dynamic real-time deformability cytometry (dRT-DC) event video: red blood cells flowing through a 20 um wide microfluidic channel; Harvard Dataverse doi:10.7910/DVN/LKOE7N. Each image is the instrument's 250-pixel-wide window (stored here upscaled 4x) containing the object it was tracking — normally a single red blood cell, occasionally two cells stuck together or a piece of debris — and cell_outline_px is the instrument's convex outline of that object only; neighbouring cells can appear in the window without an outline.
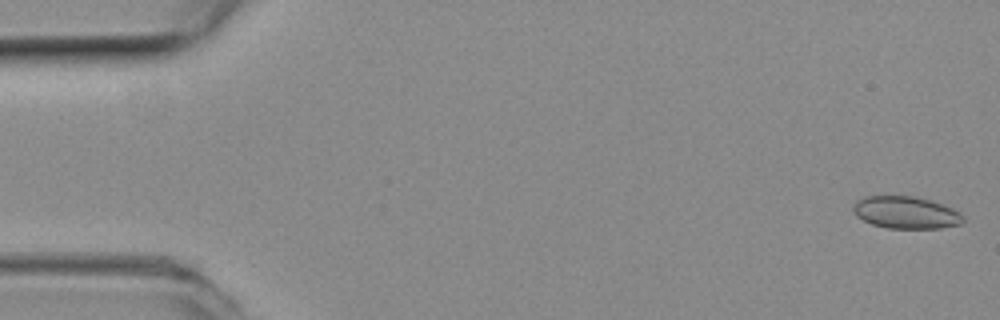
{"species": "common noctule bat (a hibernating species)", "species_latin": "Nyctalus noctula", "temperature_condition": "room temperature", "stored_images_in_passage": 25, "camera_frame_rate_fps": 3000, "um_per_image_px": 0.085, "animal": {"sex": "female", "body_mass_g": 19.3, "forearm_length_mm": 54.1}, "frame": {"image": 1, "passage_image": 1, "time_ms": 0.0, "image_size_px": [1000, 320], "cell_outline_px": [[964, 220], [960, 224], [940, 228], [888, 228], [872, 224], [856, 216], [852, 208], [856, 200], [864, 196], [912, 196], [928, 200], [952, 208], [960, 212], [964, 216]], "centroid_in_image_um": [76.98, 18.06], "position_along_channel_um": 8.0, "area_um2": 20.52}}
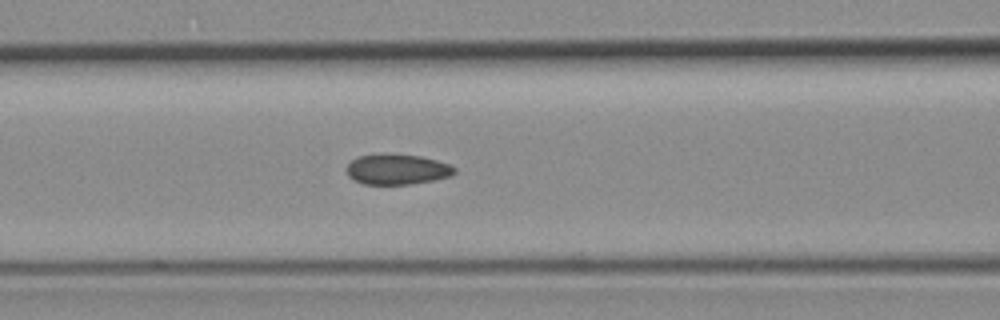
{"frame": {"image": 2, "passage_image": 21, "time_ms": 6.667, "image_size_px": [1000, 320], "cell_outline_px": [[456, 172], [452, 176], [436, 180], [408, 184], [364, 184], [348, 176], [344, 168], [356, 156], [384, 152], [420, 156], [436, 160], [448, 164], [456, 168]], "centroid_in_image_um": [33.73, 14.37], "position_along_channel_um": 132.9, "area_um2": 19.54}}
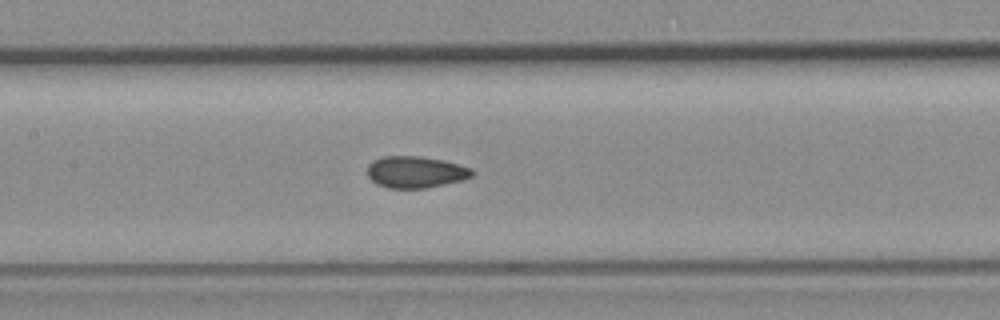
{"frame": {"image": 3, "passage_image": 24, "time_ms": 7.667, "image_size_px": [1000, 320], "cell_outline_px": [[476, 172], [472, 176], [464, 180], [424, 188], [388, 188], [376, 184], [368, 176], [368, 164], [372, 160], [384, 156], [420, 156], [444, 160], [472, 168]], "centroid_in_image_um": [35.34, 14.62], "position_along_channel_um": 172.1, "area_um2": 19.48}}